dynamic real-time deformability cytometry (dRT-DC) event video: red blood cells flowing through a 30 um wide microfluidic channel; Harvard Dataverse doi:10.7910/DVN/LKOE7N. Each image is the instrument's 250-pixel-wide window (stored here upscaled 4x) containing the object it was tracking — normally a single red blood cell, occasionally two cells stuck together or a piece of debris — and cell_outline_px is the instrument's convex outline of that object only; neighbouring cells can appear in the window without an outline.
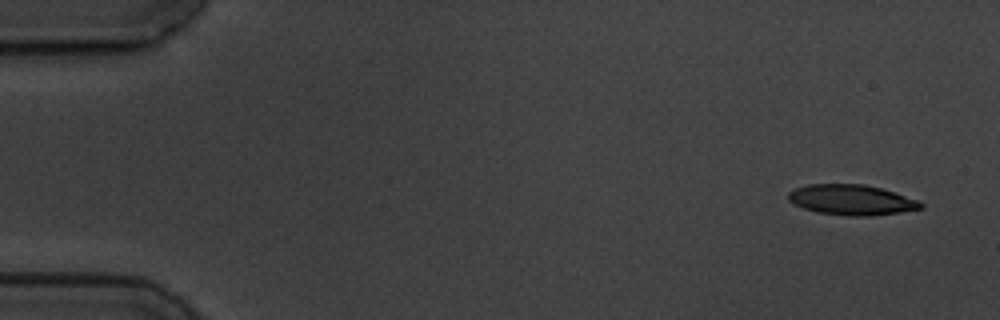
{"species": "common noctule bat (a hibernating species)", "species_latin": "Nyctalus noctula", "temperature_condition": "cold", "stored_images_in_passage": 4, "camera_frame_rate_fps": 3000, "um_per_image_px": 0.085, "animal": {"sex": "male", "body_mass_g": 19.5, "forearm_length_mm": 54.6}, "frame": {"image": 1, "passage_image": 1, "time_ms": 0.0, "image_size_px": [1000, 320], "cell_outline_px": [[924, 208], [900, 212], [868, 216], [848, 216], [816, 212], [804, 208], [788, 200], [788, 192], [796, 188], [808, 184], [864, 184], [880, 188], [920, 200], [924, 204]], "centroid_in_image_um": [72.4, 16.99], "position_along_channel_um": 12.6, "area_um2": 23.41}}
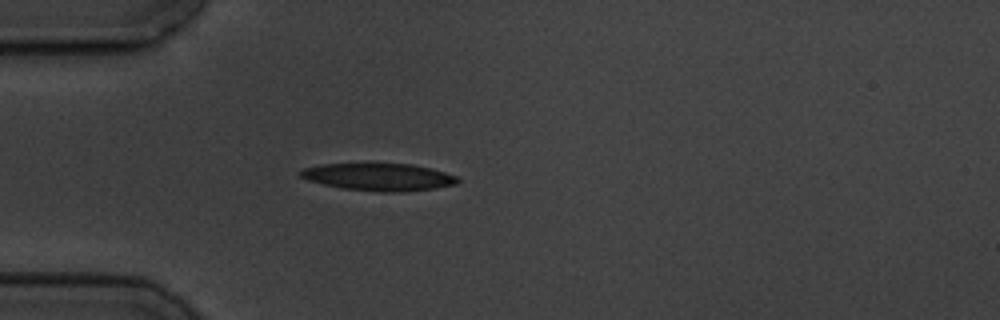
{"frame": {"image": 2, "passage_image": 4, "time_ms": 4.333, "image_size_px": [1000, 320], "cell_outline_px": [[460, 180], [456, 184], [436, 188], [404, 192], [380, 192], [344, 188], [324, 184], [308, 180], [300, 176], [300, 168], [320, 164], [372, 160], [412, 164], [432, 168], [456, 176]], "centroid_in_image_um": [32.16, 14.98], "position_along_channel_um": 52.8, "area_um2": 26.36}}